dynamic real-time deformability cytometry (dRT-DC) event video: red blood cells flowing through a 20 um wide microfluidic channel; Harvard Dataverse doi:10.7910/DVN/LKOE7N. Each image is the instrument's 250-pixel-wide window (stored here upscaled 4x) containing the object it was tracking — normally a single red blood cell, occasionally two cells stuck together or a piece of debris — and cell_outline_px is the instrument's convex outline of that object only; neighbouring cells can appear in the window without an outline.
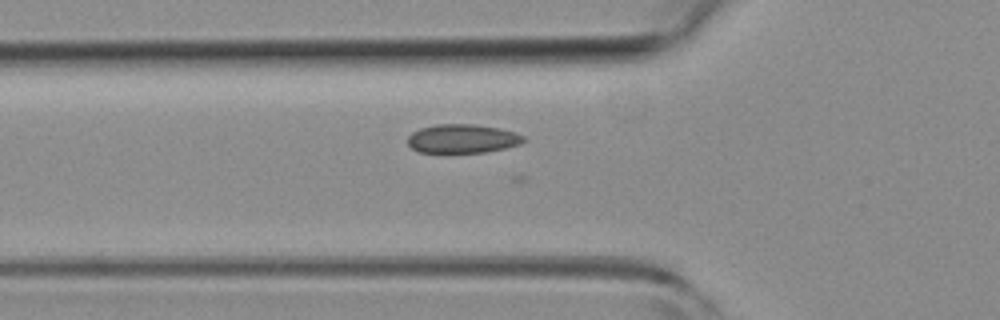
{"species": "common noctule bat (a hibernating species)", "species_latin": "Nyctalus noctula", "temperature_condition": "room temperature", "stored_images_in_passage": 21, "camera_frame_rate_fps": 3000, "um_per_image_px": 0.085, "animal": {"sex": "female", "body_mass_g": 19.3, "forearm_length_mm": 54.1}, "frame": {"image": 1, "passage_image": 2, "time_ms": 0.333, "image_size_px": [1000, 320], "cell_outline_px": [[524, 140], [520, 144], [504, 148], [484, 152], [420, 152], [412, 148], [408, 144], [408, 136], [412, 132], [420, 128], [436, 124], [472, 124], [500, 128], [516, 132], [524, 136]], "centroid_in_image_um": [39.3, 11.77], "position_along_channel_um": 86.5, "area_um2": 19.36}}
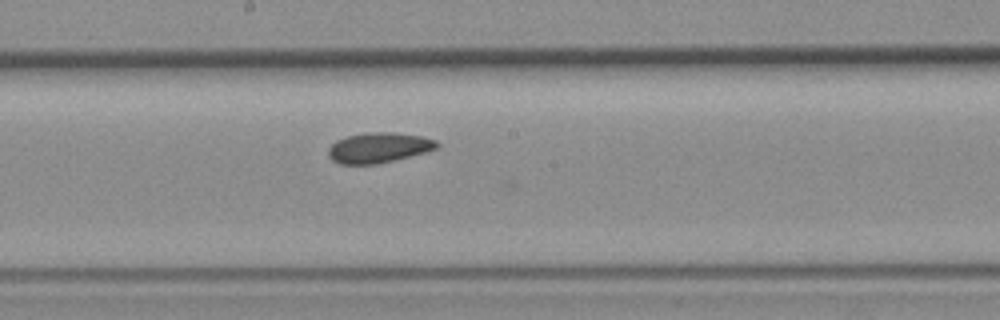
{"frame": {"image": 2, "passage_image": 11, "time_ms": 3.333, "image_size_px": [1000, 320], "cell_outline_px": [[440, 144], [436, 148], [424, 152], [376, 164], [340, 164], [332, 160], [328, 156], [328, 148], [336, 140], [348, 136], [364, 132], [392, 132], [424, 136], [436, 140]], "centroid_in_image_um": [32.16, 12.54], "position_along_channel_um": 216.0, "area_um2": 19.07}}
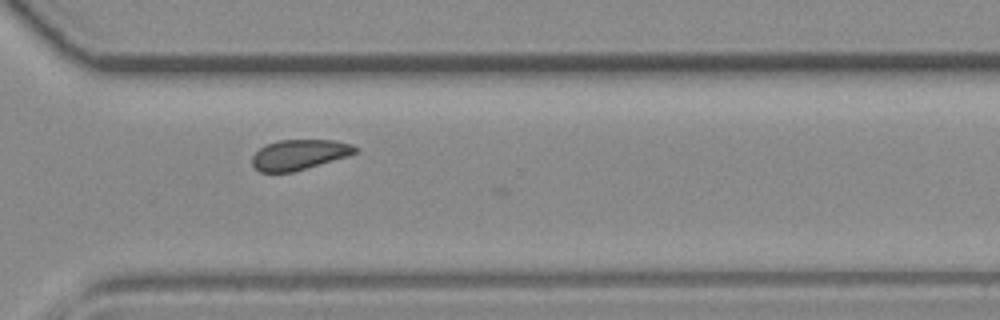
{"frame": {"image": 3, "passage_image": 20, "time_ms": 6.333, "image_size_px": [1000, 320], "cell_outline_px": [[356, 152], [348, 156], [292, 172], [260, 172], [252, 164], [252, 156], [260, 148], [268, 144], [280, 140], [336, 140], [352, 144], [356, 148]], "centroid_in_image_um": [25.43, 13.14], "position_along_channel_um": 345.2, "area_um2": 17.92}}